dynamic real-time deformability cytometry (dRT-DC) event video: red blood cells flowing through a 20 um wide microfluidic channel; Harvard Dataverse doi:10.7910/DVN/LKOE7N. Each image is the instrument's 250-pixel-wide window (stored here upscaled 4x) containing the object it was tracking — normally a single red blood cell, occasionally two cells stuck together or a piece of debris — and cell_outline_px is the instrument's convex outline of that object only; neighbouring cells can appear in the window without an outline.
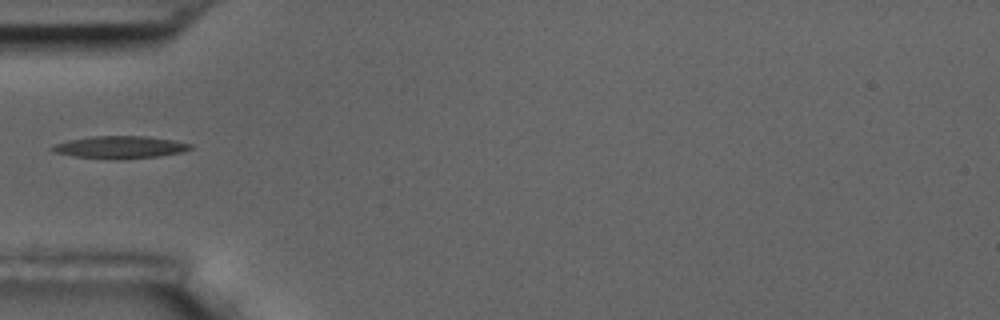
{"species": "common noctule bat (a hibernating species)", "species_latin": "Nyctalus noctula", "temperature_condition": "room temperature", "stored_images_in_passage": 6, "camera_frame_rate_fps": 3000, "um_per_image_px": 0.085, "animal": {"sex": "male", "body_mass_g": 17.5, "forearm_length_mm": 52.3}, "frame": {"image": 1, "passage_image": 5, "time_ms": 5.0, "image_size_px": [1000, 320], "cell_outline_px": [[192, 148], [184, 152], [160, 156], [120, 160], [116, 160], [76, 156], [56, 152], [48, 148], [52, 144], [68, 140], [92, 136], [148, 136], [176, 140], [192, 144]], "centroid_in_image_um": [10.24, 12.51], "position_along_channel_um": 74.8, "area_um2": 18.32}}